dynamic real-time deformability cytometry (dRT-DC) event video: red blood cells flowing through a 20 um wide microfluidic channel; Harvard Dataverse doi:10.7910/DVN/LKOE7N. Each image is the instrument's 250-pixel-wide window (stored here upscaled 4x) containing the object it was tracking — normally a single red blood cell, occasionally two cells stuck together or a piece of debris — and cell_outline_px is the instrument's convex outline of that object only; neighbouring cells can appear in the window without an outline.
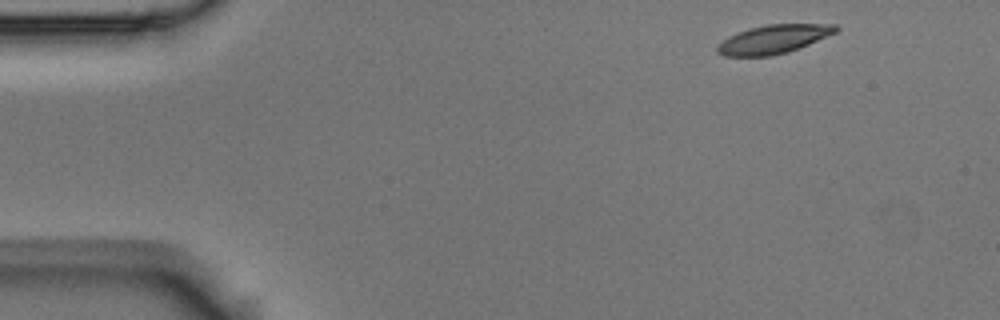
{"species": "Egyptian fruit bat (a non-hibernating species)", "species_latin": "Rousettus aegyptiacus", "temperature_condition": "room temperature", "stored_images_in_passage": 3, "segment_of_instrument_passage": [1, 2], "camera_frame_rate_fps": 3000, "um_per_image_px": 0.085, "animal": {"sex": "male"}, "frame": {"image": 1, "passage_image": 1, "time_ms": 0.0, "image_size_px": [1000, 320], "cell_outline_px": [[840, 28], [836, 32], [808, 44], [788, 52], [772, 56], [724, 56], [716, 52], [716, 44], [728, 36], [736, 32], [748, 28], [768, 24], [836, 24]], "centroid_in_image_um": [65.69, 3.33], "position_along_channel_um": 19.3, "area_um2": 19.94}}